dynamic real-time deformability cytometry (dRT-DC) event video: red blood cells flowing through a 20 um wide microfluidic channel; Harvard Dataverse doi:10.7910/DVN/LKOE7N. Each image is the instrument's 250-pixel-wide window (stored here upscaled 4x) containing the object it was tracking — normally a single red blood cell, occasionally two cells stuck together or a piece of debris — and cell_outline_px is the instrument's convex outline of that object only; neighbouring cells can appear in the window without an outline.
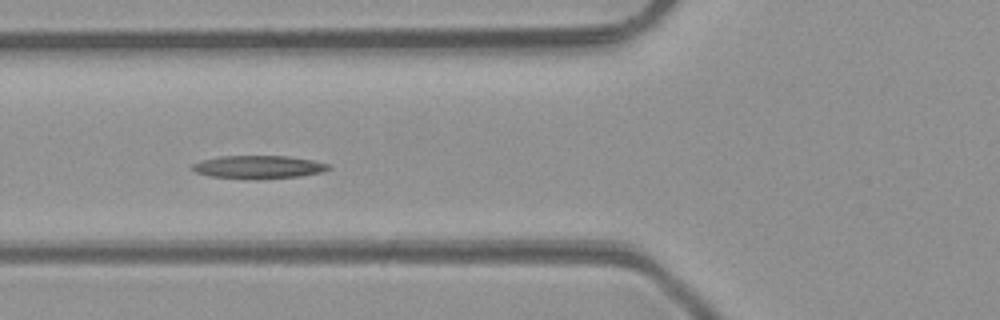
{"species": "common noctule bat (a hibernating species)", "species_latin": "Nyctalus noctula", "temperature_condition": "room temperature", "stored_images_in_passage": 2, "camera_frame_rate_fps": 3000, "um_per_image_px": 0.085, "animal": {"sex": "male", "body_mass_g": 23.1, "forearm_length_mm": 52.7}, "frame": {"image": 1, "passage_image": 2, "time_ms": 1.0, "image_size_px": [1000, 320], "cell_outline_px": [[332, 168], [324, 172], [300, 176], [208, 176], [196, 172], [188, 168], [192, 164], [204, 160], [220, 156], [288, 156], [312, 160], [332, 164]], "centroid_in_image_um": [22.03, 14.14], "position_along_channel_um": 103.8, "area_um2": 17.34}}